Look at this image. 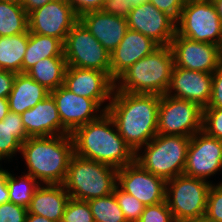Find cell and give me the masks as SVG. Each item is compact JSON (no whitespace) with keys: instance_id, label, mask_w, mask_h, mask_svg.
Listing matches in <instances>:
<instances>
[{"instance_id":"cell-1","label":"cell","mask_w":222,"mask_h":222,"mask_svg":"<svg viewBox=\"0 0 222 222\" xmlns=\"http://www.w3.org/2000/svg\"><path fill=\"white\" fill-rule=\"evenodd\" d=\"M159 103L158 94H132L114 88L111 100L103 108L136 153L157 135Z\"/></svg>"},{"instance_id":"cell-2","label":"cell","mask_w":222,"mask_h":222,"mask_svg":"<svg viewBox=\"0 0 222 222\" xmlns=\"http://www.w3.org/2000/svg\"><path fill=\"white\" fill-rule=\"evenodd\" d=\"M70 135L74 154L79 157L112 166L117 170L135 161V153L120 136L107 112L97 120L78 127Z\"/></svg>"},{"instance_id":"cell-3","label":"cell","mask_w":222,"mask_h":222,"mask_svg":"<svg viewBox=\"0 0 222 222\" xmlns=\"http://www.w3.org/2000/svg\"><path fill=\"white\" fill-rule=\"evenodd\" d=\"M28 171L40 184H63L74 155L70 134L29 137L21 146Z\"/></svg>"},{"instance_id":"cell-4","label":"cell","mask_w":222,"mask_h":222,"mask_svg":"<svg viewBox=\"0 0 222 222\" xmlns=\"http://www.w3.org/2000/svg\"><path fill=\"white\" fill-rule=\"evenodd\" d=\"M174 56L170 46H159L130 66L115 80V89L132 94H166Z\"/></svg>"},{"instance_id":"cell-5","label":"cell","mask_w":222,"mask_h":222,"mask_svg":"<svg viewBox=\"0 0 222 222\" xmlns=\"http://www.w3.org/2000/svg\"><path fill=\"white\" fill-rule=\"evenodd\" d=\"M63 185L75 200L104 197L112 194L117 186V169L74 154Z\"/></svg>"},{"instance_id":"cell-6","label":"cell","mask_w":222,"mask_h":222,"mask_svg":"<svg viewBox=\"0 0 222 222\" xmlns=\"http://www.w3.org/2000/svg\"><path fill=\"white\" fill-rule=\"evenodd\" d=\"M190 140L191 137L186 136L157 134L135 153V161L148 172L168 181L184 173Z\"/></svg>"},{"instance_id":"cell-7","label":"cell","mask_w":222,"mask_h":222,"mask_svg":"<svg viewBox=\"0 0 222 222\" xmlns=\"http://www.w3.org/2000/svg\"><path fill=\"white\" fill-rule=\"evenodd\" d=\"M211 185L208 180L184 174L166 181L165 200L175 222H185L205 214Z\"/></svg>"},{"instance_id":"cell-8","label":"cell","mask_w":222,"mask_h":222,"mask_svg":"<svg viewBox=\"0 0 222 222\" xmlns=\"http://www.w3.org/2000/svg\"><path fill=\"white\" fill-rule=\"evenodd\" d=\"M176 34L220 46L222 21L212 0H186L176 21Z\"/></svg>"},{"instance_id":"cell-9","label":"cell","mask_w":222,"mask_h":222,"mask_svg":"<svg viewBox=\"0 0 222 222\" xmlns=\"http://www.w3.org/2000/svg\"><path fill=\"white\" fill-rule=\"evenodd\" d=\"M203 108L197 103L160 96L157 134L192 137L202 130Z\"/></svg>"},{"instance_id":"cell-10","label":"cell","mask_w":222,"mask_h":222,"mask_svg":"<svg viewBox=\"0 0 222 222\" xmlns=\"http://www.w3.org/2000/svg\"><path fill=\"white\" fill-rule=\"evenodd\" d=\"M64 57L67 66L95 69L110 76V53L80 21L67 34Z\"/></svg>"},{"instance_id":"cell-11","label":"cell","mask_w":222,"mask_h":222,"mask_svg":"<svg viewBox=\"0 0 222 222\" xmlns=\"http://www.w3.org/2000/svg\"><path fill=\"white\" fill-rule=\"evenodd\" d=\"M78 21L79 16L66 0H54L28 13V30L55 37L64 44L67 34Z\"/></svg>"},{"instance_id":"cell-12","label":"cell","mask_w":222,"mask_h":222,"mask_svg":"<svg viewBox=\"0 0 222 222\" xmlns=\"http://www.w3.org/2000/svg\"><path fill=\"white\" fill-rule=\"evenodd\" d=\"M222 170V140L201 130L190 140L184 175L204 179Z\"/></svg>"},{"instance_id":"cell-13","label":"cell","mask_w":222,"mask_h":222,"mask_svg":"<svg viewBox=\"0 0 222 222\" xmlns=\"http://www.w3.org/2000/svg\"><path fill=\"white\" fill-rule=\"evenodd\" d=\"M174 66L213 74L222 63L220 46L193 41L175 34L170 43Z\"/></svg>"},{"instance_id":"cell-14","label":"cell","mask_w":222,"mask_h":222,"mask_svg":"<svg viewBox=\"0 0 222 222\" xmlns=\"http://www.w3.org/2000/svg\"><path fill=\"white\" fill-rule=\"evenodd\" d=\"M126 20L128 29L151 38L159 46H170L176 34V21L149 1L133 4Z\"/></svg>"},{"instance_id":"cell-15","label":"cell","mask_w":222,"mask_h":222,"mask_svg":"<svg viewBox=\"0 0 222 222\" xmlns=\"http://www.w3.org/2000/svg\"><path fill=\"white\" fill-rule=\"evenodd\" d=\"M117 186L145 206L165 201L166 181L148 172L136 161L117 170Z\"/></svg>"},{"instance_id":"cell-16","label":"cell","mask_w":222,"mask_h":222,"mask_svg":"<svg viewBox=\"0 0 222 222\" xmlns=\"http://www.w3.org/2000/svg\"><path fill=\"white\" fill-rule=\"evenodd\" d=\"M50 94L56 102L62 125L70 133L88 122L97 120L105 112L93 99L78 96L64 85L50 91Z\"/></svg>"},{"instance_id":"cell-17","label":"cell","mask_w":222,"mask_h":222,"mask_svg":"<svg viewBox=\"0 0 222 222\" xmlns=\"http://www.w3.org/2000/svg\"><path fill=\"white\" fill-rule=\"evenodd\" d=\"M64 86L78 96L93 99L102 107L106 100H111L115 81L106 72L68 66Z\"/></svg>"},{"instance_id":"cell-18","label":"cell","mask_w":222,"mask_h":222,"mask_svg":"<svg viewBox=\"0 0 222 222\" xmlns=\"http://www.w3.org/2000/svg\"><path fill=\"white\" fill-rule=\"evenodd\" d=\"M212 82L213 76L210 73L174 66L166 94L177 99L195 102L201 108H205L211 99Z\"/></svg>"},{"instance_id":"cell-19","label":"cell","mask_w":222,"mask_h":222,"mask_svg":"<svg viewBox=\"0 0 222 222\" xmlns=\"http://www.w3.org/2000/svg\"><path fill=\"white\" fill-rule=\"evenodd\" d=\"M158 47L151 38L128 29L117 48L110 54V77L115 81L130 66Z\"/></svg>"},{"instance_id":"cell-20","label":"cell","mask_w":222,"mask_h":222,"mask_svg":"<svg viewBox=\"0 0 222 222\" xmlns=\"http://www.w3.org/2000/svg\"><path fill=\"white\" fill-rule=\"evenodd\" d=\"M21 118L29 137L71 134L62 125L56 102L51 94L31 109L23 112Z\"/></svg>"},{"instance_id":"cell-21","label":"cell","mask_w":222,"mask_h":222,"mask_svg":"<svg viewBox=\"0 0 222 222\" xmlns=\"http://www.w3.org/2000/svg\"><path fill=\"white\" fill-rule=\"evenodd\" d=\"M79 21L111 54L122 41L128 30L125 17L89 11L79 16Z\"/></svg>"},{"instance_id":"cell-22","label":"cell","mask_w":222,"mask_h":222,"mask_svg":"<svg viewBox=\"0 0 222 222\" xmlns=\"http://www.w3.org/2000/svg\"><path fill=\"white\" fill-rule=\"evenodd\" d=\"M43 185L40 184L36 188L27 211L46 217L53 222H61L70 196L63 184Z\"/></svg>"},{"instance_id":"cell-23","label":"cell","mask_w":222,"mask_h":222,"mask_svg":"<svg viewBox=\"0 0 222 222\" xmlns=\"http://www.w3.org/2000/svg\"><path fill=\"white\" fill-rule=\"evenodd\" d=\"M50 94L43 85H40L26 73H18L15 76L13 88L8 96L9 110L22 114L41 102Z\"/></svg>"},{"instance_id":"cell-24","label":"cell","mask_w":222,"mask_h":222,"mask_svg":"<svg viewBox=\"0 0 222 222\" xmlns=\"http://www.w3.org/2000/svg\"><path fill=\"white\" fill-rule=\"evenodd\" d=\"M29 138L20 114L9 112L0 121V161L21 152L22 144ZM14 154V155H13Z\"/></svg>"},{"instance_id":"cell-25","label":"cell","mask_w":222,"mask_h":222,"mask_svg":"<svg viewBox=\"0 0 222 222\" xmlns=\"http://www.w3.org/2000/svg\"><path fill=\"white\" fill-rule=\"evenodd\" d=\"M50 57H64V44L55 37L31 33L28 30V44L22 61V73H26L40 60Z\"/></svg>"},{"instance_id":"cell-26","label":"cell","mask_w":222,"mask_h":222,"mask_svg":"<svg viewBox=\"0 0 222 222\" xmlns=\"http://www.w3.org/2000/svg\"><path fill=\"white\" fill-rule=\"evenodd\" d=\"M67 67L65 57H50L40 60L26 74L48 91H52L64 85Z\"/></svg>"},{"instance_id":"cell-27","label":"cell","mask_w":222,"mask_h":222,"mask_svg":"<svg viewBox=\"0 0 222 222\" xmlns=\"http://www.w3.org/2000/svg\"><path fill=\"white\" fill-rule=\"evenodd\" d=\"M28 31L0 37V69L22 73V61L27 50Z\"/></svg>"},{"instance_id":"cell-28","label":"cell","mask_w":222,"mask_h":222,"mask_svg":"<svg viewBox=\"0 0 222 222\" xmlns=\"http://www.w3.org/2000/svg\"><path fill=\"white\" fill-rule=\"evenodd\" d=\"M28 31V13L19 0H0V37Z\"/></svg>"},{"instance_id":"cell-29","label":"cell","mask_w":222,"mask_h":222,"mask_svg":"<svg viewBox=\"0 0 222 222\" xmlns=\"http://www.w3.org/2000/svg\"><path fill=\"white\" fill-rule=\"evenodd\" d=\"M13 175L9 172L7 177L9 202L28 208L33 194L40 183L29 174L19 176V179Z\"/></svg>"},{"instance_id":"cell-30","label":"cell","mask_w":222,"mask_h":222,"mask_svg":"<svg viewBox=\"0 0 222 222\" xmlns=\"http://www.w3.org/2000/svg\"><path fill=\"white\" fill-rule=\"evenodd\" d=\"M87 202L94 222H127L113 193Z\"/></svg>"},{"instance_id":"cell-31","label":"cell","mask_w":222,"mask_h":222,"mask_svg":"<svg viewBox=\"0 0 222 222\" xmlns=\"http://www.w3.org/2000/svg\"><path fill=\"white\" fill-rule=\"evenodd\" d=\"M113 194L120 206L127 222H138L144 211L145 205L134 196L127 194L118 186L115 187Z\"/></svg>"},{"instance_id":"cell-32","label":"cell","mask_w":222,"mask_h":222,"mask_svg":"<svg viewBox=\"0 0 222 222\" xmlns=\"http://www.w3.org/2000/svg\"><path fill=\"white\" fill-rule=\"evenodd\" d=\"M61 222H94L88 202L70 198L65 206Z\"/></svg>"},{"instance_id":"cell-33","label":"cell","mask_w":222,"mask_h":222,"mask_svg":"<svg viewBox=\"0 0 222 222\" xmlns=\"http://www.w3.org/2000/svg\"><path fill=\"white\" fill-rule=\"evenodd\" d=\"M202 130L222 140V109L203 108Z\"/></svg>"},{"instance_id":"cell-34","label":"cell","mask_w":222,"mask_h":222,"mask_svg":"<svg viewBox=\"0 0 222 222\" xmlns=\"http://www.w3.org/2000/svg\"><path fill=\"white\" fill-rule=\"evenodd\" d=\"M138 222H175V220L165 200L155 205L145 206Z\"/></svg>"},{"instance_id":"cell-35","label":"cell","mask_w":222,"mask_h":222,"mask_svg":"<svg viewBox=\"0 0 222 222\" xmlns=\"http://www.w3.org/2000/svg\"><path fill=\"white\" fill-rule=\"evenodd\" d=\"M205 214L216 222H222V185L212 184L207 195Z\"/></svg>"},{"instance_id":"cell-36","label":"cell","mask_w":222,"mask_h":222,"mask_svg":"<svg viewBox=\"0 0 222 222\" xmlns=\"http://www.w3.org/2000/svg\"><path fill=\"white\" fill-rule=\"evenodd\" d=\"M27 208L12 202L0 204V222H25Z\"/></svg>"},{"instance_id":"cell-37","label":"cell","mask_w":222,"mask_h":222,"mask_svg":"<svg viewBox=\"0 0 222 222\" xmlns=\"http://www.w3.org/2000/svg\"><path fill=\"white\" fill-rule=\"evenodd\" d=\"M158 10L178 20L186 0H149Z\"/></svg>"},{"instance_id":"cell-38","label":"cell","mask_w":222,"mask_h":222,"mask_svg":"<svg viewBox=\"0 0 222 222\" xmlns=\"http://www.w3.org/2000/svg\"><path fill=\"white\" fill-rule=\"evenodd\" d=\"M212 95L205 108H221L222 109V63L218 69L212 74Z\"/></svg>"},{"instance_id":"cell-39","label":"cell","mask_w":222,"mask_h":222,"mask_svg":"<svg viewBox=\"0 0 222 222\" xmlns=\"http://www.w3.org/2000/svg\"><path fill=\"white\" fill-rule=\"evenodd\" d=\"M132 5L129 0H105L102 11L126 18L132 9Z\"/></svg>"},{"instance_id":"cell-40","label":"cell","mask_w":222,"mask_h":222,"mask_svg":"<svg viewBox=\"0 0 222 222\" xmlns=\"http://www.w3.org/2000/svg\"><path fill=\"white\" fill-rule=\"evenodd\" d=\"M75 11V13L80 16L89 11L102 10L105 0H66Z\"/></svg>"},{"instance_id":"cell-41","label":"cell","mask_w":222,"mask_h":222,"mask_svg":"<svg viewBox=\"0 0 222 222\" xmlns=\"http://www.w3.org/2000/svg\"><path fill=\"white\" fill-rule=\"evenodd\" d=\"M16 73L0 69V98H8L13 88Z\"/></svg>"},{"instance_id":"cell-42","label":"cell","mask_w":222,"mask_h":222,"mask_svg":"<svg viewBox=\"0 0 222 222\" xmlns=\"http://www.w3.org/2000/svg\"><path fill=\"white\" fill-rule=\"evenodd\" d=\"M51 1L54 0H19L20 4L23 6L24 10L27 13L36 10L38 8H41L42 6Z\"/></svg>"},{"instance_id":"cell-43","label":"cell","mask_w":222,"mask_h":222,"mask_svg":"<svg viewBox=\"0 0 222 222\" xmlns=\"http://www.w3.org/2000/svg\"><path fill=\"white\" fill-rule=\"evenodd\" d=\"M10 112L7 98H0V121Z\"/></svg>"},{"instance_id":"cell-44","label":"cell","mask_w":222,"mask_h":222,"mask_svg":"<svg viewBox=\"0 0 222 222\" xmlns=\"http://www.w3.org/2000/svg\"><path fill=\"white\" fill-rule=\"evenodd\" d=\"M25 222H53V221H51L43 216L27 213Z\"/></svg>"},{"instance_id":"cell-45","label":"cell","mask_w":222,"mask_h":222,"mask_svg":"<svg viewBox=\"0 0 222 222\" xmlns=\"http://www.w3.org/2000/svg\"><path fill=\"white\" fill-rule=\"evenodd\" d=\"M9 172L0 167V188H8L7 187V177Z\"/></svg>"},{"instance_id":"cell-46","label":"cell","mask_w":222,"mask_h":222,"mask_svg":"<svg viewBox=\"0 0 222 222\" xmlns=\"http://www.w3.org/2000/svg\"><path fill=\"white\" fill-rule=\"evenodd\" d=\"M9 202L8 188H0V204Z\"/></svg>"},{"instance_id":"cell-47","label":"cell","mask_w":222,"mask_h":222,"mask_svg":"<svg viewBox=\"0 0 222 222\" xmlns=\"http://www.w3.org/2000/svg\"><path fill=\"white\" fill-rule=\"evenodd\" d=\"M185 222H216L214 220H212L211 218H209L206 214L201 215L197 218L191 219V220H187Z\"/></svg>"},{"instance_id":"cell-48","label":"cell","mask_w":222,"mask_h":222,"mask_svg":"<svg viewBox=\"0 0 222 222\" xmlns=\"http://www.w3.org/2000/svg\"><path fill=\"white\" fill-rule=\"evenodd\" d=\"M217 10V13L222 21V0H212Z\"/></svg>"},{"instance_id":"cell-49","label":"cell","mask_w":222,"mask_h":222,"mask_svg":"<svg viewBox=\"0 0 222 222\" xmlns=\"http://www.w3.org/2000/svg\"><path fill=\"white\" fill-rule=\"evenodd\" d=\"M131 2V4H138V3H142V2H147L149 0H129Z\"/></svg>"},{"instance_id":"cell-50","label":"cell","mask_w":222,"mask_h":222,"mask_svg":"<svg viewBox=\"0 0 222 222\" xmlns=\"http://www.w3.org/2000/svg\"><path fill=\"white\" fill-rule=\"evenodd\" d=\"M220 51H221V55H222V43H221V45H220Z\"/></svg>"}]
</instances>
